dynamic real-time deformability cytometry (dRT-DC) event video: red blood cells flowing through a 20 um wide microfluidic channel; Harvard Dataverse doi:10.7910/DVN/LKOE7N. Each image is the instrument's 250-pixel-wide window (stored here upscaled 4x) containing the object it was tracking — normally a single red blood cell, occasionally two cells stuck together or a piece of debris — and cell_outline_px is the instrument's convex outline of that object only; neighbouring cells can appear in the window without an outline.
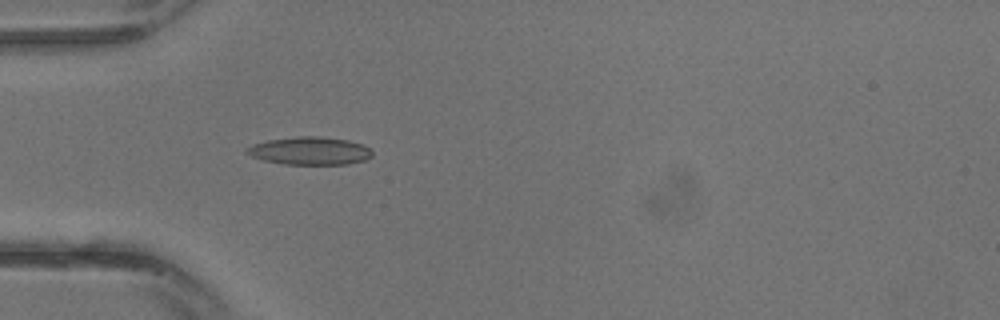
{"species": "common noctule bat (a hibernating species)", "species_latin": "Nyctalus noctula", "temperature_condition": "warm", "stored_images_in_passage": 12, "camera_frame_rate_fps": 3000, "um_per_image_px": 0.085, "animal": {"sex": "male", "body_mass_g": 13.3}, "frame": {"image": 1, "passage_image": 10, "time_ms": 3.0, "image_size_px": [1000, 320], "cell_outline_px": [[372, 156], [364, 160], [348, 164], [284, 164], [264, 160], [252, 156], [244, 152], [244, 148], [252, 144], [268, 140], [296, 136], [320, 136], [348, 140], [364, 144], [372, 152]], "centroid_in_image_um": [26.31, 12.81], "position_along_channel_um": 58.7, "area_um2": 20.46}}
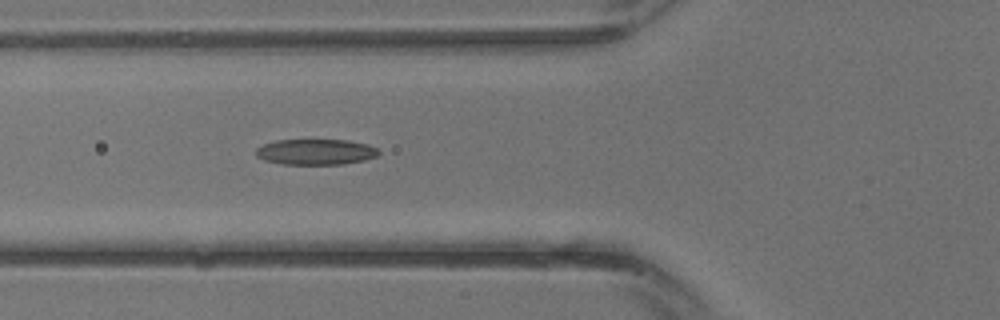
{"frame": {"image": 2, "passage_image": 12, "time_ms": 3.667, "image_size_px": [1000, 320], "cell_outline_px": [[380, 152], [376, 156], [364, 160], [344, 164], [284, 164], [264, 160], [256, 156], [256, 148], [264, 144], [276, 140], [348, 140], [368, 144], [376, 148]], "centroid_in_image_um": [26.83, 12.91], "position_along_channel_um": 99.0, "area_um2": 18.32}}